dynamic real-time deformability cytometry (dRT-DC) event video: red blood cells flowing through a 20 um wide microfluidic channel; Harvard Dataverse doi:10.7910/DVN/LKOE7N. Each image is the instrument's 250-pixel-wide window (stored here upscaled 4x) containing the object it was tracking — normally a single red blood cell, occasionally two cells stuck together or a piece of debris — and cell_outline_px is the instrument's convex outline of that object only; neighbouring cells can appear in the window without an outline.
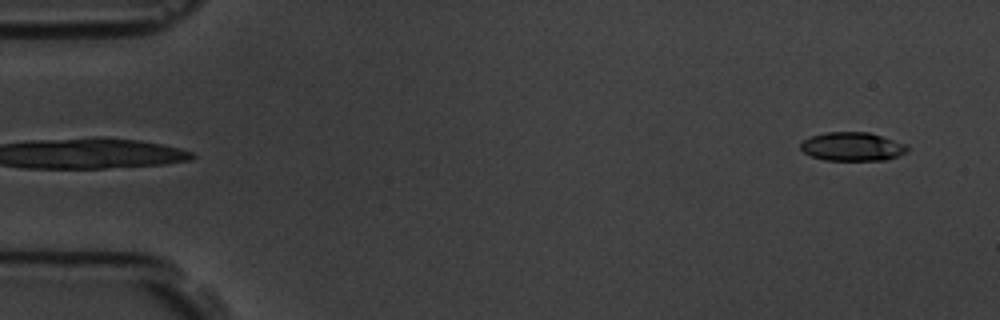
{"species": "common noctule bat (a hibernating species)", "species_latin": "Nyctalus noctula", "temperature_condition": "room temperature", "stored_images_in_passage": 3, "camera_frame_rate_fps": 3000, "um_per_image_px": 0.085, "animal": {"sex": "male", "body_mass_g": 19.5, "forearm_length_mm": 54.6}, "frame": {"image": 1, "passage_image": 3, "time_ms": 2.333, "image_size_px": [1000, 320], "cell_outline_px": [[908, 152], [884, 160], [824, 160], [812, 156], [804, 152], [800, 148], [800, 144], [808, 136], [824, 132], [868, 132], [908, 144]], "centroid_in_image_um": [72.44, 12.45], "position_along_channel_um": 12.6, "area_um2": 17.92}}